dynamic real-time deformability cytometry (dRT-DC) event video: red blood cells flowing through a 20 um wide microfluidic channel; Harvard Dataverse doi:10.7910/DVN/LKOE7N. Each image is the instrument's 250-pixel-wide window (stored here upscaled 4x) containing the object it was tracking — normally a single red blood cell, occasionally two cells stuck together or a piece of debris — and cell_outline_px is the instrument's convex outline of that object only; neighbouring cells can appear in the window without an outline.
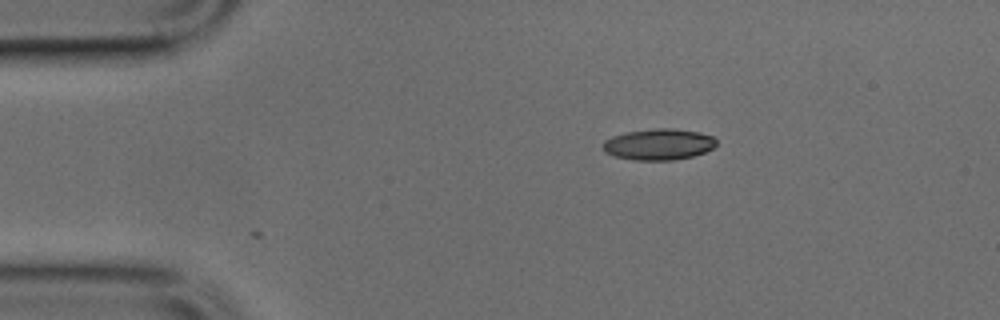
{"species": "common noctule bat (a hibernating species)", "species_latin": "Nyctalus noctula", "temperature_condition": "cold", "stored_images_in_passage": 2, "camera_frame_rate_fps": 3000, "um_per_image_px": 0.085, "animal": {"sex": "male", "body_mass_g": 17.9, "forearm_length_mm": 54.2}, "frame": {"image": 1, "passage_image": 1, "time_ms": 0.0, "image_size_px": [1000, 320], "cell_outline_px": [[716, 144], [712, 148], [704, 152], [692, 156], [672, 160], [636, 160], [616, 156], [604, 152], [600, 144], [604, 140], [612, 136], [628, 132], [656, 128], [672, 128], [700, 132], [712, 136], [716, 140]], "centroid_in_image_um": [55.96, 12.26], "position_along_channel_um": 29.0, "area_um2": 20.58}}